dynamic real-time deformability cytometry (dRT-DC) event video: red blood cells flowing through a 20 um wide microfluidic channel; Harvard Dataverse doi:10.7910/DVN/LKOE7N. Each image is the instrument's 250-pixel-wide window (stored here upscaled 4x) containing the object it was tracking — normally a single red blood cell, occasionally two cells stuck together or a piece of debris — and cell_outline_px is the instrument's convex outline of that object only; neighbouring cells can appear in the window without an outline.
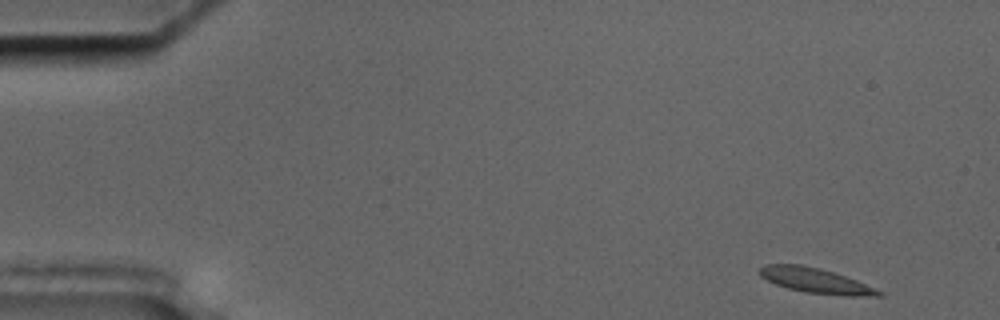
{"species": "common noctule bat (a hibernating species)", "species_latin": "Nyctalus noctula", "temperature_condition": "cold", "stored_images_in_passage": 53, "camera_frame_rate_fps": 3000, "um_per_image_px": 0.085, "animal": {"sex": "male", "body_mass_g": 17.5, "forearm_length_mm": 52.3}, "frame": {"image": 1, "passage_image": 1, "time_ms": 0.0, "image_size_px": [1000, 320], "cell_outline_px": [[884, 296], [848, 296], [804, 292], [788, 288], [776, 284], [760, 276], [760, 268], [764, 264], [800, 264], [820, 268], [856, 280], [884, 292]], "centroid_in_image_um": [69.34, 23.85], "position_along_channel_um": 15.7, "area_um2": 17.22}}
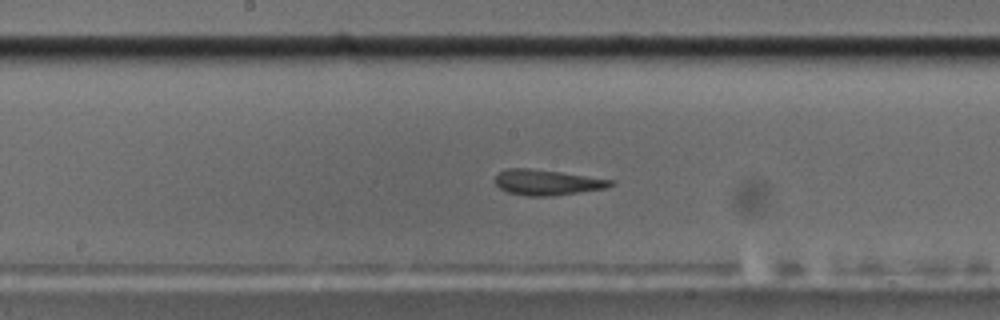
{"frame": {"image": 2, "passage_image": 26, "time_ms": 8.333, "image_size_px": [1000, 320], "cell_outline_px": [[616, 184], [604, 188], [552, 196], [528, 196], [508, 192], [500, 188], [492, 180], [500, 172], [508, 168], [528, 168], [560, 172], [616, 180]], "centroid_in_image_um": [46.5, 15.5], "position_along_channel_um": 201.7, "area_um2": 17.11}}
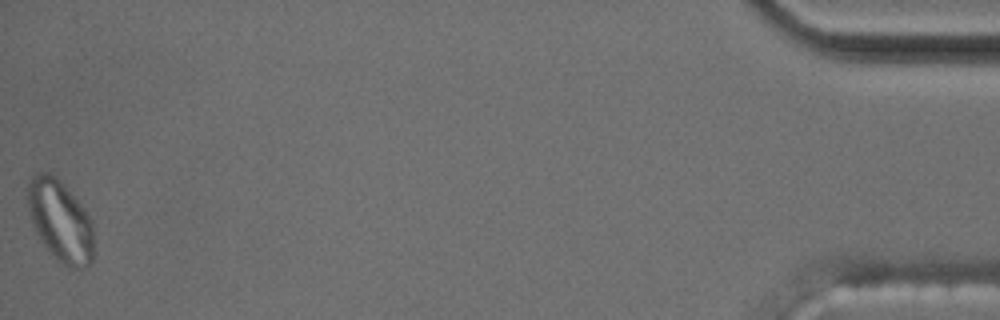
{"frame": {"image": 3, "passage_image": 53, "time_ms": 17.333, "image_size_px": [1000, 320], "cell_outline_px": [[96, 252], [92, 264], [76, 268], [68, 268], [56, 260], [48, 252], [36, 232], [32, 224], [28, 208], [28, 180], [36, 172], [48, 172], [56, 176], [60, 180], [80, 204], [92, 220]], "centroid_in_image_um": [5.15, 18.82], "position_along_channel_um": 430.0, "area_um2": 31.96}, "authors_computed_cell_mechanics": {"area_um2": 17.5134, "velocity_mm_per_s": 3.5757, "shape_relaxation_time_tau1_ms": null, "shape_relaxation_time_tau2_ms": 1.2734, "deformation_change_tau1": null, "deformation_change_tau2": 0.0771}}